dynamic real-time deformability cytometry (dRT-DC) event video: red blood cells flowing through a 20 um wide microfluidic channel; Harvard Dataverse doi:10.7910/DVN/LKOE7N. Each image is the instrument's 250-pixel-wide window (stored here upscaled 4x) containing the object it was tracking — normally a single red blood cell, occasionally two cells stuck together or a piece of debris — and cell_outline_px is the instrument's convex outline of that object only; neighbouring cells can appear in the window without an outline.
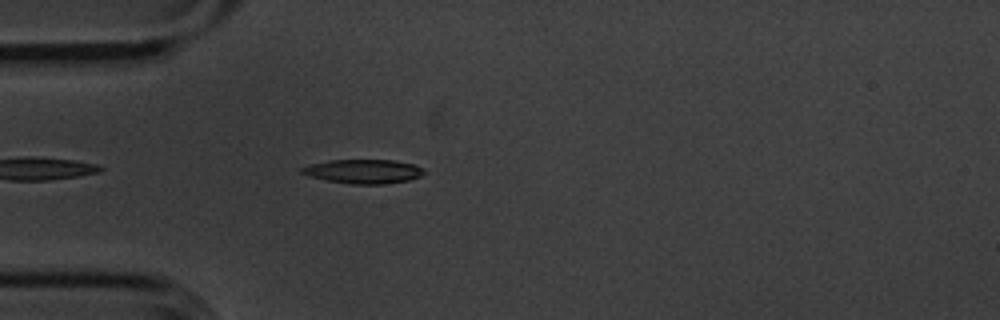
{"species": "common noctule bat (a hibernating species)", "species_latin": "Nyctalus noctula", "temperature_condition": "cold", "stored_images_in_passage": 14, "camera_frame_rate_fps": 3000, "um_per_image_px": 0.085, "animal": {"sex": "male", "body_mass_g": 20.1, "forearm_length_mm": 53.5}, "frame": {"image": 1, "passage_image": 5, "time_ms": 1.333, "image_size_px": [1000, 320], "cell_outline_px": [[424, 172], [420, 176], [408, 180], [384, 184], [352, 184], [328, 180], [308, 176], [300, 172], [300, 168], [308, 164], [328, 160], [392, 160], [416, 164], [424, 168]], "centroid_in_image_um": [30.88, 14.56], "position_along_channel_um": 54.1, "area_um2": 17.22}}